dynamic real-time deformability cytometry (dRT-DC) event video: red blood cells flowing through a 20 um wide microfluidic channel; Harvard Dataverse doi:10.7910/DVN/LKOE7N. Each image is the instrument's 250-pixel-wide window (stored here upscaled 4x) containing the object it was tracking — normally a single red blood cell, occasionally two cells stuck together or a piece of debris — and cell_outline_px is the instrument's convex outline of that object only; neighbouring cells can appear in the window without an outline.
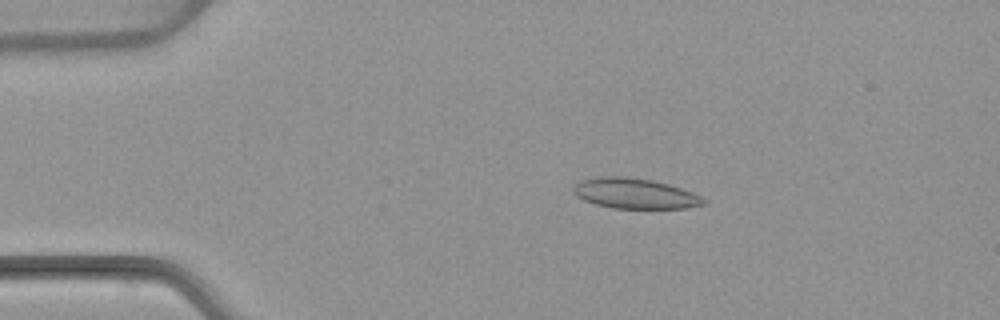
{"species": "common noctule bat (a hibernating species)", "species_latin": "Nyctalus noctula", "temperature_condition": "warm", "stored_images_in_passage": 7, "camera_frame_rate_fps": 3000, "um_per_image_px": 0.085, "animal": {"sex": "female", "body_mass_g": 22.7, "forearm_length_mm": 54.2}, "frame": {"image": 1, "passage_image": 3, "time_ms": 2.333, "image_size_px": [1000, 320], "cell_outline_px": [[708, 200], [704, 204], [688, 208], [612, 208], [596, 204], [584, 200], [576, 196], [572, 192], [572, 188], [580, 180], [596, 176], [628, 176], [652, 180], [668, 184], [692, 192]], "centroid_in_image_um": [53.93, 16.43], "position_along_channel_um": 31.1, "area_um2": 23.18}}
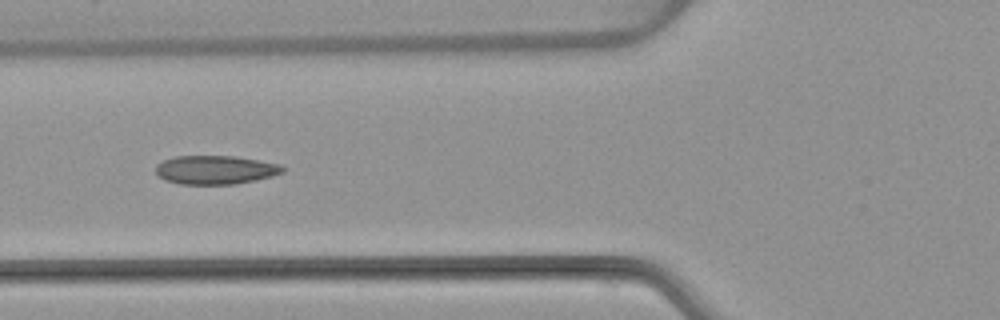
{"frame": {"image": 2, "passage_image": 5, "time_ms": 5.667, "image_size_px": [1000, 320], "cell_outline_px": [[284, 172], [272, 176], [256, 180], [236, 184], [180, 184], [164, 180], [156, 172], [156, 164], [164, 160], [176, 156], [232, 156], [280, 164], [284, 168]], "centroid_in_image_um": [18.3, 14.44], "position_along_channel_um": 107.5, "area_um2": 21.15}}
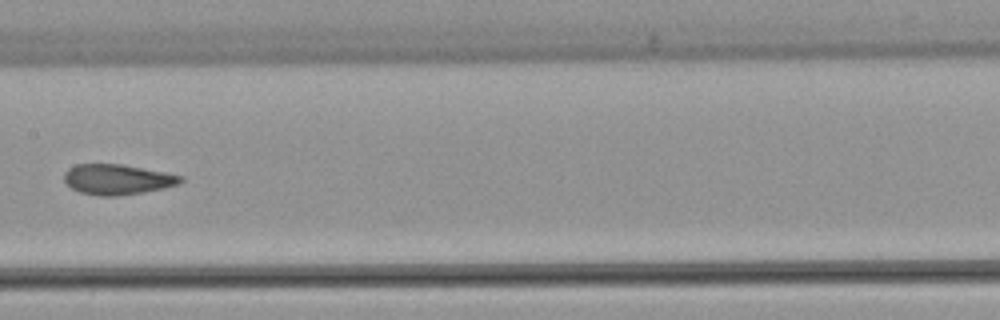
{"frame": {"image": 3, "passage_image": 7, "time_ms": 8.0, "image_size_px": [1000, 320], "cell_outline_px": [[184, 180], [180, 184], [164, 188], [144, 192], [116, 196], [100, 196], [80, 192], [72, 188], [64, 180], [64, 172], [68, 168], [76, 164], [124, 164], [184, 176]], "centroid_in_image_um": [10.0, 15.24], "position_along_channel_um": 197.4, "area_um2": 20.69}}